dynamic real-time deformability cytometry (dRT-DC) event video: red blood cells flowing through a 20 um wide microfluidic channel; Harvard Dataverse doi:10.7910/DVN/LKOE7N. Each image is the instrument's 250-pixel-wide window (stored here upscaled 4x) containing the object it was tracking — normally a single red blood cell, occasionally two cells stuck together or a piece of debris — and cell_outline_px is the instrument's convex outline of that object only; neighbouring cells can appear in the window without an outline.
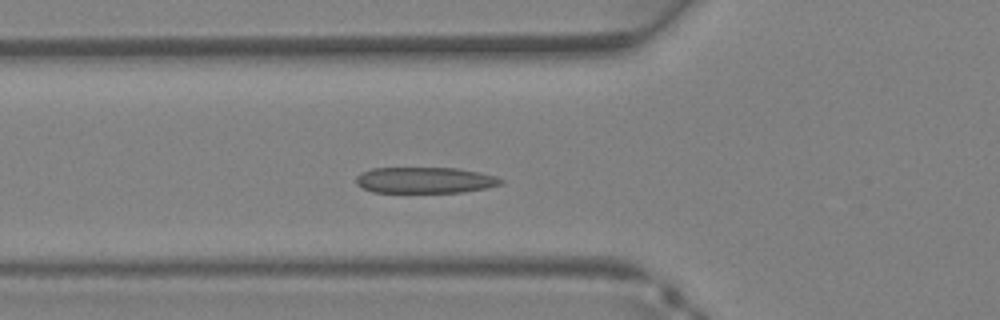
{"species": "Egyptian fruit bat (a non-hibernating species)", "species_latin": "Rousettus aegyptiacus", "temperature_condition": "warm", "stored_images_in_passage": 35, "camera_frame_rate_fps": 3000, "um_per_image_px": 0.085, "animal": {"sex": "female"}, "frame": {"image": 1, "passage_image": 10, "time_ms": 3.0, "image_size_px": [1000, 320], "cell_outline_px": [[504, 184], [488, 188], [460, 192], [372, 192], [356, 184], [356, 176], [360, 172], [372, 168], [456, 168], [480, 172], [496, 176], [504, 180]], "centroid_in_image_um": [36.14, 15.31], "position_along_channel_um": 89.7, "area_um2": 22.14}}
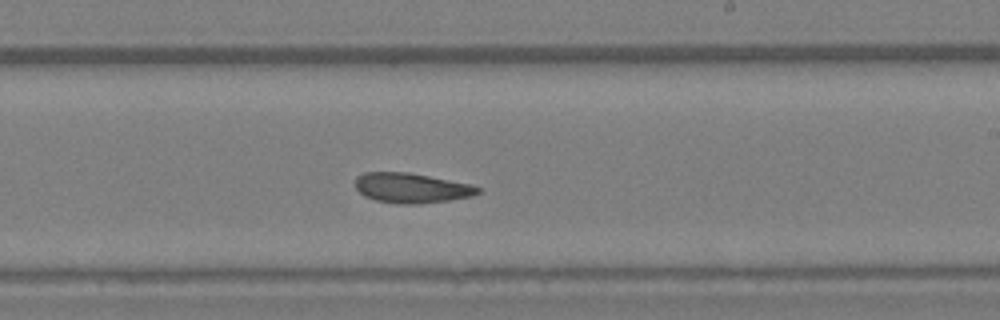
{"frame": {"image": 2, "passage_image": 19, "time_ms": 6.0, "image_size_px": [1000, 320], "cell_outline_px": [[480, 192], [472, 196], [448, 200], [420, 204], [396, 204], [376, 200], [364, 196], [356, 188], [356, 176], [364, 172], [408, 172], [472, 184], [480, 188]], "centroid_in_image_um": [34.97, 15.98], "position_along_channel_um": 254.0, "area_um2": 21.44}}
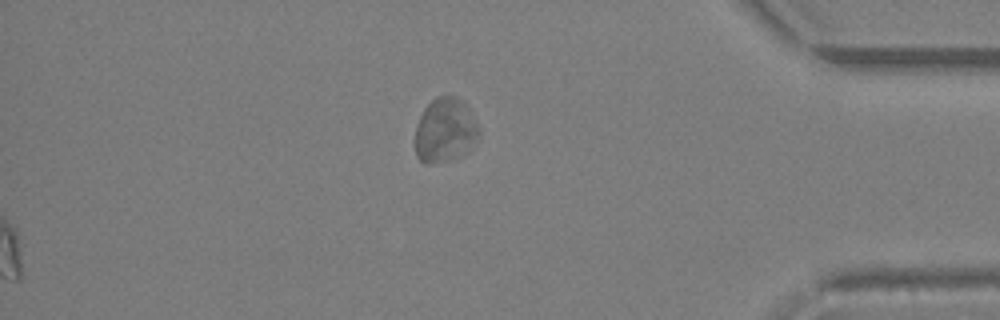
{"frame": {"image": 3, "passage_image": 35, "time_ms": 11.333, "image_size_px": [1000, 320], "cell_outline_px": [[480, 136], [468, 152], [452, 160], [428, 164], [424, 164], [416, 156], [416, 124], [424, 108], [436, 96], [456, 96], [464, 100], [468, 104], [480, 128]], "centroid_in_image_um": [37.87, 11.07], "position_along_channel_um": 397.3, "area_um2": 24.51}}